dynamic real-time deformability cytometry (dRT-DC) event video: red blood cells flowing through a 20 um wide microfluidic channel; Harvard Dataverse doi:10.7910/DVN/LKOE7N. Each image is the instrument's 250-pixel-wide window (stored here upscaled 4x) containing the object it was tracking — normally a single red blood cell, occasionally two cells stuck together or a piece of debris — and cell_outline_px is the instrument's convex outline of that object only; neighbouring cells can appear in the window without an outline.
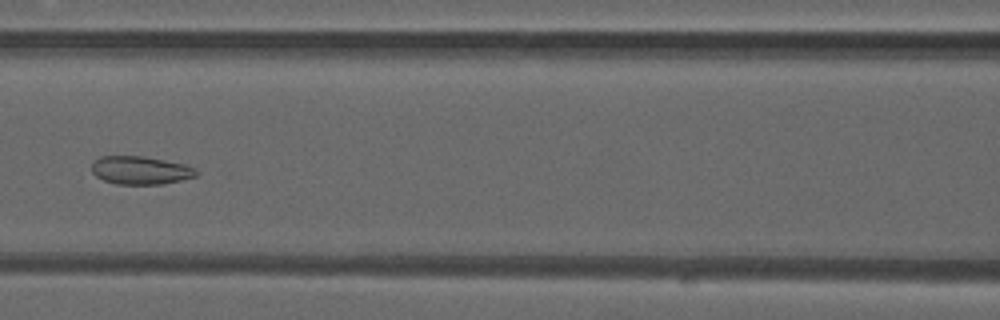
{"species": "common noctule bat (a hibernating species)", "species_latin": "Nyctalus noctula", "temperature_condition": "warm", "stored_images_in_passage": 49, "camera_frame_rate_fps": 3000, "um_per_image_px": 0.085, "animal": {"sex": "male", "forearm_length_mm": 52.5}, "frame": {"image": 1, "passage_image": 22, "time_ms": 7.0, "image_size_px": [1000, 320], "cell_outline_px": [[200, 172], [196, 176], [164, 184], [116, 184], [104, 180], [96, 176], [92, 172], [92, 164], [100, 156], [144, 156], [184, 164], [196, 168]], "centroid_in_image_um": [11.96, 14.47], "position_along_channel_um": 154.6, "area_um2": 17.17}, "authors_computed_cell_mechanics": {"area_um2": 18.207, "velocity_mm_per_s": 4.1009, "shape_relaxation_time_tau1_ms": null, "shape_relaxation_time_tau2_ms": 1.2261, "deformation_change_tau1": null, "deformation_change_tau2": 0.0621}}